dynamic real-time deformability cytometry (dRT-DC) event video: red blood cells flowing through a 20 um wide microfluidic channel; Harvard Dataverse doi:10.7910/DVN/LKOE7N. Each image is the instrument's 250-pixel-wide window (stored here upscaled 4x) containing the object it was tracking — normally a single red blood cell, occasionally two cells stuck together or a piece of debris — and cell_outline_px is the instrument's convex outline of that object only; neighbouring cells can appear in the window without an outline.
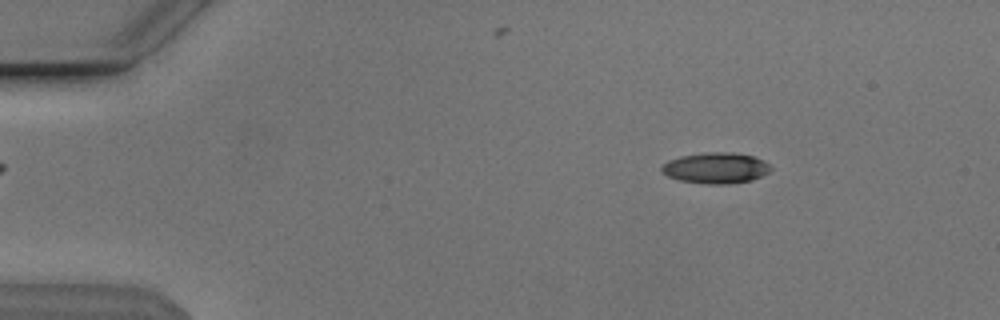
{"species": "Egyptian fruit bat (a non-hibernating species)", "species_latin": "Rousettus aegyptiacus", "temperature_condition": "cold", "stored_images_in_passage": 54, "camera_frame_rate_fps": 3000, "um_per_image_px": 0.085, "animal": {"sex": "male"}, "frame": {"image": 1, "passage_image": 8, "time_ms": 2.333, "image_size_px": [1000, 320], "cell_outline_px": [[772, 168], [768, 172], [752, 180], [728, 184], [708, 184], [680, 180], [668, 176], [660, 172], [660, 168], [668, 160], [680, 156], [704, 152], [736, 152], [756, 156], [764, 160]], "centroid_in_image_um": [60.85, 14.26], "position_along_channel_um": 24.2, "area_um2": 19.83}}
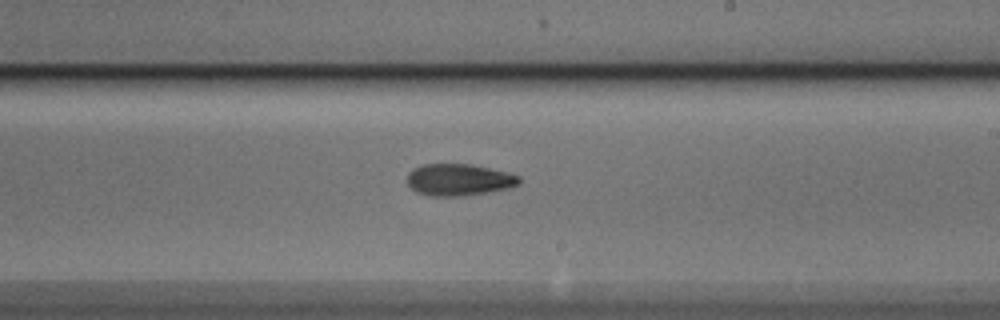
{"frame": {"image": 2, "passage_image": 32, "time_ms": 10.333, "image_size_px": [1000, 320], "cell_outline_px": [[520, 184], [512, 188], [464, 196], [432, 196], [416, 192], [408, 184], [408, 172], [412, 168], [424, 164], [472, 164], [508, 172], [520, 176]], "centroid_in_image_um": [39.04, 15.28], "position_along_channel_um": 250.0, "area_um2": 20.98}}
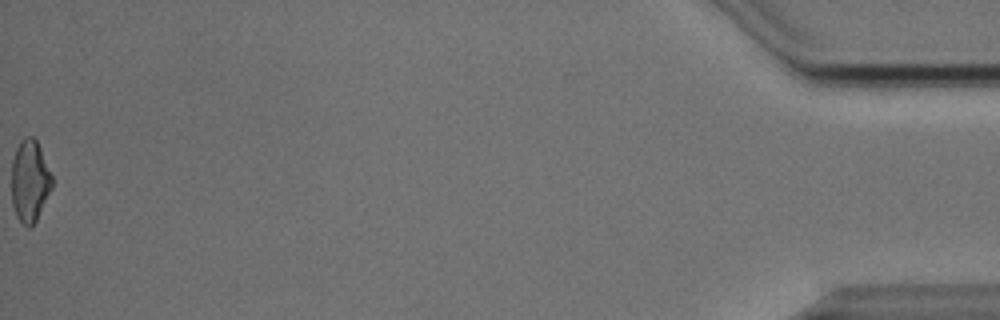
{"frame": {"image": 3, "passage_image": 54, "time_ms": 17.667, "image_size_px": [1000, 320], "cell_outline_px": [[52, 188], [32, 228], [28, 228], [16, 216], [12, 204], [12, 160], [16, 148], [20, 140], [24, 136], [32, 136], [36, 140], [40, 148], [52, 176]], "centroid_in_image_um": [2.52, 15.38], "position_along_channel_um": 432.7, "area_um2": 19.31}, "authors_computed_cell_mechanics": {"area_um2": 19.941, "velocity_mm_per_s": 3.8463, "shape_relaxation_time_tau1_ms": 4.0186, "shape_relaxation_time_tau2_ms": 7.5902, "deformation_change_tau1": 0.1594, "deformation_change_tau2": 0.175}}